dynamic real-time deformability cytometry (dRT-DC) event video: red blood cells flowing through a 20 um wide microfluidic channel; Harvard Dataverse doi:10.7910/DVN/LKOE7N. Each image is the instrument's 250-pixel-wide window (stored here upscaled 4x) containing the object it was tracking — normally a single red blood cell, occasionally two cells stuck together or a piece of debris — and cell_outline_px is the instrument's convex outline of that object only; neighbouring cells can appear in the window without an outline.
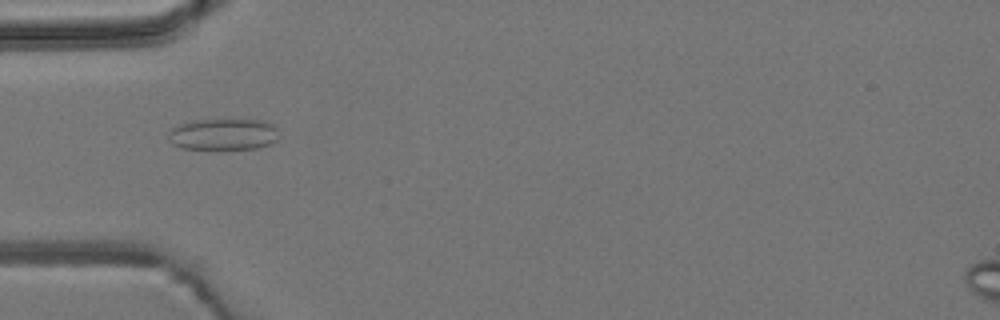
{"species": "common noctule bat (a hibernating species)", "species_latin": "Nyctalus noctula", "temperature_condition": "room temperature", "stored_images_in_passage": 7, "camera_frame_rate_fps": 3000, "um_per_image_px": 0.085, "animal": {"sex": "male", "body_mass_g": 19.2, "forearm_length_mm": 51.8}, "frame": {"image": 1, "passage_image": 4, "time_ms": 4.333, "image_size_px": [1000, 320], "cell_outline_px": [[280, 136], [272, 144], [256, 148], [184, 148], [172, 144], [168, 140], [168, 132], [172, 128], [180, 124], [192, 120], [264, 120], [272, 124], [276, 128]], "centroid_in_image_um": [19.0, 11.4], "position_along_channel_um": 66.0, "area_um2": 20.17}}
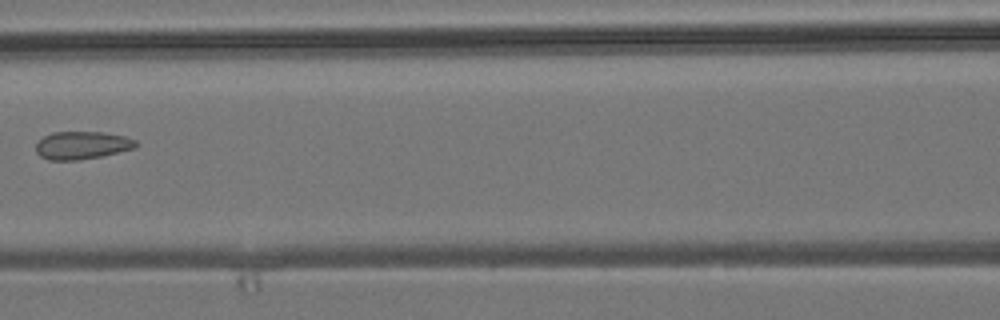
{"frame": {"image": 2, "passage_image": 6, "time_ms": 6.667, "image_size_px": [1000, 320], "cell_outline_px": [[140, 144], [132, 148], [100, 156], [80, 160], [48, 160], [40, 156], [36, 152], [36, 144], [44, 136], [52, 132], [104, 132], [124, 136], [136, 140]], "centroid_in_image_um": [6.95, 12.34], "position_along_channel_um": 159.7, "area_um2": 16.13}}
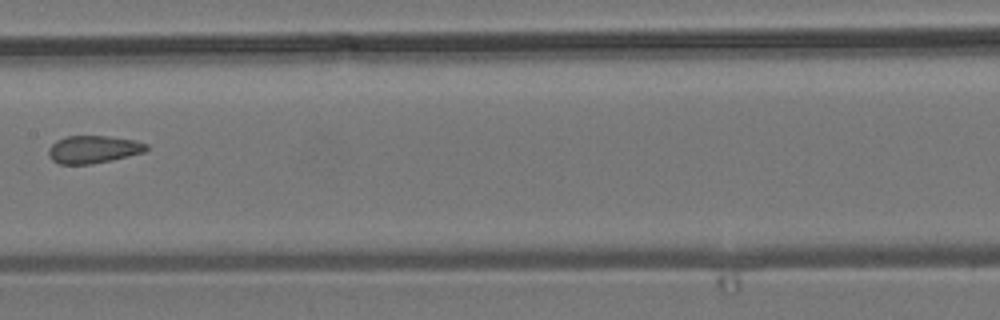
{"frame": {"image": 3, "passage_image": 7, "time_ms": 7.667, "image_size_px": [1000, 320], "cell_outline_px": [[148, 148], [144, 152], [112, 160], [92, 164], [60, 164], [52, 160], [48, 156], [48, 148], [56, 140], [68, 136], [108, 136], [136, 140], [148, 144]], "centroid_in_image_um": [7.93, 12.69], "position_along_channel_um": 199.5, "area_um2": 15.84}}